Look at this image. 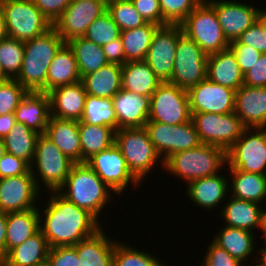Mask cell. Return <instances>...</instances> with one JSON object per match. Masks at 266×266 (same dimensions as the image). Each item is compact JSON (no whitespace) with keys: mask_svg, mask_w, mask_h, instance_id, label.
I'll list each match as a JSON object with an SVG mask.
<instances>
[{"mask_svg":"<svg viewBox=\"0 0 266 266\" xmlns=\"http://www.w3.org/2000/svg\"><path fill=\"white\" fill-rule=\"evenodd\" d=\"M241 44L248 45L262 54H266V30L257 20L237 39Z\"/></svg>","mask_w":266,"mask_h":266,"instance_id":"f907efd6","label":"cell"},{"mask_svg":"<svg viewBox=\"0 0 266 266\" xmlns=\"http://www.w3.org/2000/svg\"><path fill=\"white\" fill-rule=\"evenodd\" d=\"M255 235L257 234L245 229L223 225L212 241L244 264L250 256L255 254L254 251L258 248L255 247Z\"/></svg>","mask_w":266,"mask_h":266,"instance_id":"836d02e7","label":"cell"},{"mask_svg":"<svg viewBox=\"0 0 266 266\" xmlns=\"http://www.w3.org/2000/svg\"><path fill=\"white\" fill-rule=\"evenodd\" d=\"M150 102L148 121L174 126L191 120L188 92L177 85L162 82Z\"/></svg>","mask_w":266,"mask_h":266,"instance_id":"8fae6325","label":"cell"},{"mask_svg":"<svg viewBox=\"0 0 266 266\" xmlns=\"http://www.w3.org/2000/svg\"><path fill=\"white\" fill-rule=\"evenodd\" d=\"M7 213L0 211V260L5 256Z\"/></svg>","mask_w":266,"mask_h":266,"instance_id":"680465c9","label":"cell"},{"mask_svg":"<svg viewBox=\"0 0 266 266\" xmlns=\"http://www.w3.org/2000/svg\"><path fill=\"white\" fill-rule=\"evenodd\" d=\"M8 37L27 41L53 27L32 0H0Z\"/></svg>","mask_w":266,"mask_h":266,"instance_id":"ba28073f","label":"cell"},{"mask_svg":"<svg viewBox=\"0 0 266 266\" xmlns=\"http://www.w3.org/2000/svg\"><path fill=\"white\" fill-rule=\"evenodd\" d=\"M191 113L228 114L234 112L236 91L209 81H200L188 91Z\"/></svg>","mask_w":266,"mask_h":266,"instance_id":"ac0fdd59","label":"cell"},{"mask_svg":"<svg viewBox=\"0 0 266 266\" xmlns=\"http://www.w3.org/2000/svg\"><path fill=\"white\" fill-rule=\"evenodd\" d=\"M226 159L232 169L266 175V128H246L226 151Z\"/></svg>","mask_w":266,"mask_h":266,"instance_id":"9c48e42d","label":"cell"},{"mask_svg":"<svg viewBox=\"0 0 266 266\" xmlns=\"http://www.w3.org/2000/svg\"><path fill=\"white\" fill-rule=\"evenodd\" d=\"M31 166L24 160L6 152L0 159V178L26 174Z\"/></svg>","mask_w":266,"mask_h":266,"instance_id":"816d5d0a","label":"cell"},{"mask_svg":"<svg viewBox=\"0 0 266 266\" xmlns=\"http://www.w3.org/2000/svg\"><path fill=\"white\" fill-rule=\"evenodd\" d=\"M39 135L25 124L16 122L12 130L3 138L6 152L26 161L31 166Z\"/></svg>","mask_w":266,"mask_h":266,"instance_id":"74e56055","label":"cell"},{"mask_svg":"<svg viewBox=\"0 0 266 266\" xmlns=\"http://www.w3.org/2000/svg\"><path fill=\"white\" fill-rule=\"evenodd\" d=\"M88 95L113 98L122 89L121 65L108 64L81 78Z\"/></svg>","mask_w":266,"mask_h":266,"instance_id":"d6a6232c","label":"cell"},{"mask_svg":"<svg viewBox=\"0 0 266 266\" xmlns=\"http://www.w3.org/2000/svg\"><path fill=\"white\" fill-rule=\"evenodd\" d=\"M80 121L92 125L108 126L117 131V117L112 98L87 94Z\"/></svg>","mask_w":266,"mask_h":266,"instance_id":"ab89813d","label":"cell"},{"mask_svg":"<svg viewBox=\"0 0 266 266\" xmlns=\"http://www.w3.org/2000/svg\"><path fill=\"white\" fill-rule=\"evenodd\" d=\"M208 55L192 39L181 34L176 47L172 77L168 81L189 90L206 79Z\"/></svg>","mask_w":266,"mask_h":266,"instance_id":"7c38bea8","label":"cell"},{"mask_svg":"<svg viewBox=\"0 0 266 266\" xmlns=\"http://www.w3.org/2000/svg\"><path fill=\"white\" fill-rule=\"evenodd\" d=\"M191 120L202 144H210L227 151L242 135L246 127L235 112L228 114L191 113Z\"/></svg>","mask_w":266,"mask_h":266,"instance_id":"30bf717a","label":"cell"},{"mask_svg":"<svg viewBox=\"0 0 266 266\" xmlns=\"http://www.w3.org/2000/svg\"><path fill=\"white\" fill-rule=\"evenodd\" d=\"M57 192L79 208L90 212L97 220L101 211L112 200L111 190L86 163H74L63 185Z\"/></svg>","mask_w":266,"mask_h":266,"instance_id":"7a4b0ae2","label":"cell"},{"mask_svg":"<svg viewBox=\"0 0 266 266\" xmlns=\"http://www.w3.org/2000/svg\"><path fill=\"white\" fill-rule=\"evenodd\" d=\"M183 34L211 55L229 48L215 9L203 0L181 23Z\"/></svg>","mask_w":266,"mask_h":266,"instance_id":"52a82bcc","label":"cell"},{"mask_svg":"<svg viewBox=\"0 0 266 266\" xmlns=\"http://www.w3.org/2000/svg\"><path fill=\"white\" fill-rule=\"evenodd\" d=\"M49 245L39 230L22 244L12 248L1 260L0 266H41L46 263Z\"/></svg>","mask_w":266,"mask_h":266,"instance_id":"f1b7e54d","label":"cell"},{"mask_svg":"<svg viewBox=\"0 0 266 266\" xmlns=\"http://www.w3.org/2000/svg\"><path fill=\"white\" fill-rule=\"evenodd\" d=\"M115 144L122 152L130 172L140 182L150 171L155 170L157 162L164 166L144 127L118 129L115 132Z\"/></svg>","mask_w":266,"mask_h":266,"instance_id":"5b68a950","label":"cell"},{"mask_svg":"<svg viewBox=\"0 0 266 266\" xmlns=\"http://www.w3.org/2000/svg\"><path fill=\"white\" fill-rule=\"evenodd\" d=\"M262 235L264 236V239H265L263 242H265L266 241V211H265L264 231Z\"/></svg>","mask_w":266,"mask_h":266,"instance_id":"e7e4bbea","label":"cell"},{"mask_svg":"<svg viewBox=\"0 0 266 266\" xmlns=\"http://www.w3.org/2000/svg\"><path fill=\"white\" fill-rule=\"evenodd\" d=\"M206 78L235 91L244 85V74L240 70L234 53L229 48L208 55Z\"/></svg>","mask_w":266,"mask_h":266,"instance_id":"4316f807","label":"cell"},{"mask_svg":"<svg viewBox=\"0 0 266 266\" xmlns=\"http://www.w3.org/2000/svg\"><path fill=\"white\" fill-rule=\"evenodd\" d=\"M234 112L246 128H266V87L242 85L235 94Z\"/></svg>","mask_w":266,"mask_h":266,"instance_id":"ffe728a7","label":"cell"},{"mask_svg":"<svg viewBox=\"0 0 266 266\" xmlns=\"http://www.w3.org/2000/svg\"><path fill=\"white\" fill-rule=\"evenodd\" d=\"M65 44L52 27L43 35L24 42V57L16 80L28 92H45L48 68Z\"/></svg>","mask_w":266,"mask_h":266,"instance_id":"3957f363","label":"cell"},{"mask_svg":"<svg viewBox=\"0 0 266 266\" xmlns=\"http://www.w3.org/2000/svg\"><path fill=\"white\" fill-rule=\"evenodd\" d=\"M0 80H3V72H2L1 65H0Z\"/></svg>","mask_w":266,"mask_h":266,"instance_id":"03108f58","label":"cell"},{"mask_svg":"<svg viewBox=\"0 0 266 266\" xmlns=\"http://www.w3.org/2000/svg\"><path fill=\"white\" fill-rule=\"evenodd\" d=\"M258 20L259 22L263 25V27L266 30V8L265 9H260L258 11Z\"/></svg>","mask_w":266,"mask_h":266,"instance_id":"6125c7cd","label":"cell"},{"mask_svg":"<svg viewBox=\"0 0 266 266\" xmlns=\"http://www.w3.org/2000/svg\"><path fill=\"white\" fill-rule=\"evenodd\" d=\"M81 81L73 50L65 43L52 60L46 77V93Z\"/></svg>","mask_w":266,"mask_h":266,"instance_id":"f546056e","label":"cell"},{"mask_svg":"<svg viewBox=\"0 0 266 266\" xmlns=\"http://www.w3.org/2000/svg\"><path fill=\"white\" fill-rule=\"evenodd\" d=\"M266 244V242H265ZM264 248L260 247L259 249V253L261 254L260 258H258L254 264V266H266V245H263ZM248 266H253V265H248Z\"/></svg>","mask_w":266,"mask_h":266,"instance_id":"94428289","label":"cell"},{"mask_svg":"<svg viewBox=\"0 0 266 266\" xmlns=\"http://www.w3.org/2000/svg\"><path fill=\"white\" fill-rule=\"evenodd\" d=\"M24 42L10 37L0 40V65L4 79H16L21 71Z\"/></svg>","mask_w":266,"mask_h":266,"instance_id":"60d3db41","label":"cell"},{"mask_svg":"<svg viewBox=\"0 0 266 266\" xmlns=\"http://www.w3.org/2000/svg\"><path fill=\"white\" fill-rule=\"evenodd\" d=\"M46 207L39 210L40 230L50 248L74 246L94 235L101 224L90 212L68 201L57 191H49Z\"/></svg>","mask_w":266,"mask_h":266,"instance_id":"6da1fadb","label":"cell"},{"mask_svg":"<svg viewBox=\"0 0 266 266\" xmlns=\"http://www.w3.org/2000/svg\"><path fill=\"white\" fill-rule=\"evenodd\" d=\"M27 92L16 79L0 80V115L14 113Z\"/></svg>","mask_w":266,"mask_h":266,"instance_id":"bcb514c9","label":"cell"},{"mask_svg":"<svg viewBox=\"0 0 266 266\" xmlns=\"http://www.w3.org/2000/svg\"><path fill=\"white\" fill-rule=\"evenodd\" d=\"M158 27L159 25L147 22L135 29L121 31L120 39L123 43L125 63L145 59L152 37Z\"/></svg>","mask_w":266,"mask_h":266,"instance_id":"f35d334b","label":"cell"},{"mask_svg":"<svg viewBox=\"0 0 266 266\" xmlns=\"http://www.w3.org/2000/svg\"><path fill=\"white\" fill-rule=\"evenodd\" d=\"M127 244L116 240L113 266H166L164 261H160L148 251H140Z\"/></svg>","mask_w":266,"mask_h":266,"instance_id":"b9f144b4","label":"cell"},{"mask_svg":"<svg viewBox=\"0 0 266 266\" xmlns=\"http://www.w3.org/2000/svg\"><path fill=\"white\" fill-rule=\"evenodd\" d=\"M39 209L7 213L5 255L40 230Z\"/></svg>","mask_w":266,"mask_h":266,"instance_id":"4dcf8cb0","label":"cell"},{"mask_svg":"<svg viewBox=\"0 0 266 266\" xmlns=\"http://www.w3.org/2000/svg\"><path fill=\"white\" fill-rule=\"evenodd\" d=\"M86 163L99 178L116 194L122 195L129 184L139 187L141 182L130 172L122 152L114 143L94 154Z\"/></svg>","mask_w":266,"mask_h":266,"instance_id":"5bb4252c","label":"cell"},{"mask_svg":"<svg viewBox=\"0 0 266 266\" xmlns=\"http://www.w3.org/2000/svg\"><path fill=\"white\" fill-rule=\"evenodd\" d=\"M5 153H6V147H5L4 141L3 139H0V159Z\"/></svg>","mask_w":266,"mask_h":266,"instance_id":"be15d7a7","label":"cell"},{"mask_svg":"<svg viewBox=\"0 0 266 266\" xmlns=\"http://www.w3.org/2000/svg\"><path fill=\"white\" fill-rule=\"evenodd\" d=\"M67 44L73 50L81 78L109 64L102 47L85 37L74 38Z\"/></svg>","mask_w":266,"mask_h":266,"instance_id":"8d00e7d4","label":"cell"},{"mask_svg":"<svg viewBox=\"0 0 266 266\" xmlns=\"http://www.w3.org/2000/svg\"><path fill=\"white\" fill-rule=\"evenodd\" d=\"M244 85L266 87V54H261L253 67L244 73Z\"/></svg>","mask_w":266,"mask_h":266,"instance_id":"11a10c76","label":"cell"},{"mask_svg":"<svg viewBox=\"0 0 266 266\" xmlns=\"http://www.w3.org/2000/svg\"><path fill=\"white\" fill-rule=\"evenodd\" d=\"M42 192L31 170L19 176L0 178V211L10 213L38 208L35 205Z\"/></svg>","mask_w":266,"mask_h":266,"instance_id":"e0dca14e","label":"cell"},{"mask_svg":"<svg viewBox=\"0 0 266 266\" xmlns=\"http://www.w3.org/2000/svg\"><path fill=\"white\" fill-rule=\"evenodd\" d=\"M106 11V0H73L54 22L53 28L67 43L84 37L88 26Z\"/></svg>","mask_w":266,"mask_h":266,"instance_id":"2e32d148","label":"cell"},{"mask_svg":"<svg viewBox=\"0 0 266 266\" xmlns=\"http://www.w3.org/2000/svg\"><path fill=\"white\" fill-rule=\"evenodd\" d=\"M7 37H8V34L6 30V21L4 18L2 8L0 6V40L3 38H7Z\"/></svg>","mask_w":266,"mask_h":266,"instance_id":"91938a15","label":"cell"},{"mask_svg":"<svg viewBox=\"0 0 266 266\" xmlns=\"http://www.w3.org/2000/svg\"><path fill=\"white\" fill-rule=\"evenodd\" d=\"M50 114L59 119L80 121L87 93L83 83L57 87L48 92Z\"/></svg>","mask_w":266,"mask_h":266,"instance_id":"603a6c76","label":"cell"},{"mask_svg":"<svg viewBox=\"0 0 266 266\" xmlns=\"http://www.w3.org/2000/svg\"><path fill=\"white\" fill-rule=\"evenodd\" d=\"M229 49L234 53L243 74L253 67L262 54L248 45L241 44L238 40L231 42Z\"/></svg>","mask_w":266,"mask_h":266,"instance_id":"681fc988","label":"cell"},{"mask_svg":"<svg viewBox=\"0 0 266 266\" xmlns=\"http://www.w3.org/2000/svg\"><path fill=\"white\" fill-rule=\"evenodd\" d=\"M207 248L200 266H244L242 262L231 256L213 241L210 242Z\"/></svg>","mask_w":266,"mask_h":266,"instance_id":"7dc6e473","label":"cell"},{"mask_svg":"<svg viewBox=\"0 0 266 266\" xmlns=\"http://www.w3.org/2000/svg\"><path fill=\"white\" fill-rule=\"evenodd\" d=\"M117 117V130L120 128L144 127L150 113V97L121 89L113 98Z\"/></svg>","mask_w":266,"mask_h":266,"instance_id":"7402d4cb","label":"cell"},{"mask_svg":"<svg viewBox=\"0 0 266 266\" xmlns=\"http://www.w3.org/2000/svg\"><path fill=\"white\" fill-rule=\"evenodd\" d=\"M115 130L108 126L92 125L79 121L82 162L115 143Z\"/></svg>","mask_w":266,"mask_h":266,"instance_id":"d590c367","label":"cell"},{"mask_svg":"<svg viewBox=\"0 0 266 266\" xmlns=\"http://www.w3.org/2000/svg\"><path fill=\"white\" fill-rule=\"evenodd\" d=\"M121 30L106 11L89 26L84 37L97 45H104L120 38Z\"/></svg>","mask_w":266,"mask_h":266,"instance_id":"ee69618b","label":"cell"},{"mask_svg":"<svg viewBox=\"0 0 266 266\" xmlns=\"http://www.w3.org/2000/svg\"><path fill=\"white\" fill-rule=\"evenodd\" d=\"M106 56L108 63L110 64H125V55L123 49V43L120 38L111 41L110 43L101 46Z\"/></svg>","mask_w":266,"mask_h":266,"instance_id":"9f6ffc18","label":"cell"},{"mask_svg":"<svg viewBox=\"0 0 266 266\" xmlns=\"http://www.w3.org/2000/svg\"><path fill=\"white\" fill-rule=\"evenodd\" d=\"M146 22L162 26V10L159 0H131Z\"/></svg>","mask_w":266,"mask_h":266,"instance_id":"f5cc1de1","label":"cell"},{"mask_svg":"<svg viewBox=\"0 0 266 266\" xmlns=\"http://www.w3.org/2000/svg\"><path fill=\"white\" fill-rule=\"evenodd\" d=\"M44 135L74 163H82L79 121L51 116Z\"/></svg>","mask_w":266,"mask_h":266,"instance_id":"d4e9b609","label":"cell"},{"mask_svg":"<svg viewBox=\"0 0 266 266\" xmlns=\"http://www.w3.org/2000/svg\"><path fill=\"white\" fill-rule=\"evenodd\" d=\"M107 12L121 31L135 29L147 23L135 9L131 0L107 2Z\"/></svg>","mask_w":266,"mask_h":266,"instance_id":"7bdbcfd3","label":"cell"},{"mask_svg":"<svg viewBox=\"0 0 266 266\" xmlns=\"http://www.w3.org/2000/svg\"><path fill=\"white\" fill-rule=\"evenodd\" d=\"M73 164L44 134L38 136L31 173L39 190L42 185L48 191H57L65 182Z\"/></svg>","mask_w":266,"mask_h":266,"instance_id":"8992f818","label":"cell"},{"mask_svg":"<svg viewBox=\"0 0 266 266\" xmlns=\"http://www.w3.org/2000/svg\"><path fill=\"white\" fill-rule=\"evenodd\" d=\"M183 33L180 24L159 26L151 40L145 61L161 82L172 77L178 39Z\"/></svg>","mask_w":266,"mask_h":266,"instance_id":"9a60e30c","label":"cell"},{"mask_svg":"<svg viewBox=\"0 0 266 266\" xmlns=\"http://www.w3.org/2000/svg\"><path fill=\"white\" fill-rule=\"evenodd\" d=\"M46 263L49 266H82L74 246L50 248Z\"/></svg>","mask_w":266,"mask_h":266,"instance_id":"c3c4849f","label":"cell"},{"mask_svg":"<svg viewBox=\"0 0 266 266\" xmlns=\"http://www.w3.org/2000/svg\"><path fill=\"white\" fill-rule=\"evenodd\" d=\"M229 183L230 180L220 173L193 180L187 184V197L196 203L195 206L211 211L229 196Z\"/></svg>","mask_w":266,"mask_h":266,"instance_id":"cb8c5ba5","label":"cell"},{"mask_svg":"<svg viewBox=\"0 0 266 266\" xmlns=\"http://www.w3.org/2000/svg\"><path fill=\"white\" fill-rule=\"evenodd\" d=\"M16 123L14 113L0 115V139H3L12 130Z\"/></svg>","mask_w":266,"mask_h":266,"instance_id":"6f0895ef","label":"cell"},{"mask_svg":"<svg viewBox=\"0 0 266 266\" xmlns=\"http://www.w3.org/2000/svg\"><path fill=\"white\" fill-rule=\"evenodd\" d=\"M231 180L230 196L259 203L262 205L266 200V175L245 172L227 167ZM232 194V195H231Z\"/></svg>","mask_w":266,"mask_h":266,"instance_id":"e575fe53","label":"cell"},{"mask_svg":"<svg viewBox=\"0 0 266 266\" xmlns=\"http://www.w3.org/2000/svg\"><path fill=\"white\" fill-rule=\"evenodd\" d=\"M144 128L163 161L174 153L202 144L192 120L174 126L148 121Z\"/></svg>","mask_w":266,"mask_h":266,"instance_id":"4fadbf2b","label":"cell"},{"mask_svg":"<svg viewBox=\"0 0 266 266\" xmlns=\"http://www.w3.org/2000/svg\"><path fill=\"white\" fill-rule=\"evenodd\" d=\"M216 12L224 36L229 43L237 40L258 20V7L233 0H206Z\"/></svg>","mask_w":266,"mask_h":266,"instance_id":"d6986e66","label":"cell"},{"mask_svg":"<svg viewBox=\"0 0 266 266\" xmlns=\"http://www.w3.org/2000/svg\"><path fill=\"white\" fill-rule=\"evenodd\" d=\"M73 0H32L49 22H54L61 16Z\"/></svg>","mask_w":266,"mask_h":266,"instance_id":"db71d44e","label":"cell"},{"mask_svg":"<svg viewBox=\"0 0 266 266\" xmlns=\"http://www.w3.org/2000/svg\"><path fill=\"white\" fill-rule=\"evenodd\" d=\"M227 203L220 212V218L224 219V226L241 228L253 232L255 227L264 231L265 211L261 204L237 199L229 195ZM254 228V229H253Z\"/></svg>","mask_w":266,"mask_h":266,"instance_id":"44dd1931","label":"cell"},{"mask_svg":"<svg viewBox=\"0 0 266 266\" xmlns=\"http://www.w3.org/2000/svg\"><path fill=\"white\" fill-rule=\"evenodd\" d=\"M227 165L226 151L210 144H201L189 150L170 155L165 161L164 170L179 177L186 185L200 178L212 176Z\"/></svg>","mask_w":266,"mask_h":266,"instance_id":"277c9868","label":"cell"},{"mask_svg":"<svg viewBox=\"0 0 266 266\" xmlns=\"http://www.w3.org/2000/svg\"><path fill=\"white\" fill-rule=\"evenodd\" d=\"M103 229L74 245L82 266H113L116 241Z\"/></svg>","mask_w":266,"mask_h":266,"instance_id":"83f0119b","label":"cell"},{"mask_svg":"<svg viewBox=\"0 0 266 266\" xmlns=\"http://www.w3.org/2000/svg\"><path fill=\"white\" fill-rule=\"evenodd\" d=\"M16 122L23 123L39 134H44L51 117L48 93L27 92L14 111Z\"/></svg>","mask_w":266,"mask_h":266,"instance_id":"484cf974","label":"cell"},{"mask_svg":"<svg viewBox=\"0 0 266 266\" xmlns=\"http://www.w3.org/2000/svg\"><path fill=\"white\" fill-rule=\"evenodd\" d=\"M122 89L151 96L162 83L145 60L128 61L121 66Z\"/></svg>","mask_w":266,"mask_h":266,"instance_id":"1f68e13d","label":"cell"},{"mask_svg":"<svg viewBox=\"0 0 266 266\" xmlns=\"http://www.w3.org/2000/svg\"><path fill=\"white\" fill-rule=\"evenodd\" d=\"M203 0H159L162 26L180 24Z\"/></svg>","mask_w":266,"mask_h":266,"instance_id":"f6af8a7d","label":"cell"}]
</instances>
